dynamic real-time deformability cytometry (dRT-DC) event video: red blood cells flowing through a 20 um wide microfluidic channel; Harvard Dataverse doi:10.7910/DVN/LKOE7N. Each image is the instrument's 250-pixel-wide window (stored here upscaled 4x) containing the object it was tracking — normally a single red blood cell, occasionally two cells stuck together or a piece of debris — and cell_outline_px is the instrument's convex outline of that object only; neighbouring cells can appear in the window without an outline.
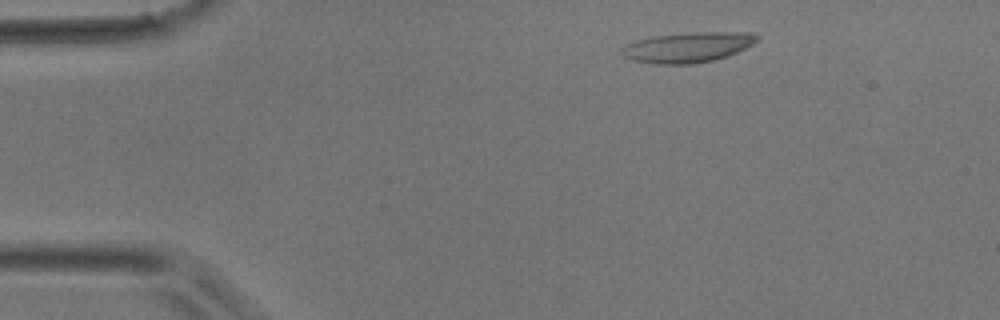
{"species": "common noctule bat (a hibernating species)", "species_latin": "Nyctalus noctula", "temperature_condition": "room temperature", "stored_images_in_passage": 4, "camera_frame_rate_fps": 3000, "um_per_image_px": 0.085, "animal": {"sex": "male", "body_mass_g": 17.9}, "frame": {"image": 1, "passage_image": 1, "time_ms": 0.0, "image_size_px": [1000, 320], "cell_outline_px": [[760, 36], [752, 44], [728, 56], [712, 60], [692, 64], [656, 64], [632, 60], [624, 56], [620, 52], [620, 48], [624, 44], [648, 36], [696, 32], [752, 32]], "centroid_in_image_um": [58.41, 4.01], "position_along_channel_um": 26.6, "area_um2": 23.99}}
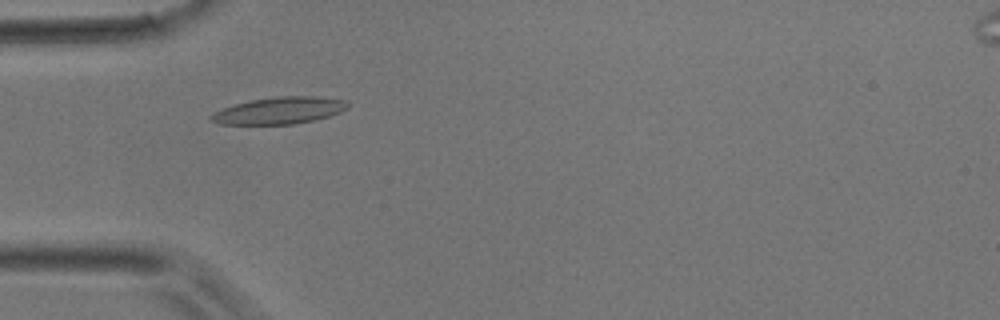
{"frame": {"image": 2, "passage_image": 3, "time_ms": 0.667, "image_size_px": [1000, 320], "cell_outline_px": [[348, 108], [332, 116], [292, 124], [220, 124], [208, 120], [208, 116], [212, 112], [236, 104], [252, 100], [276, 96], [316, 96], [348, 100]], "centroid_in_image_um": [23.75, 9.39], "position_along_channel_um": 61.2, "area_um2": 21.5}}